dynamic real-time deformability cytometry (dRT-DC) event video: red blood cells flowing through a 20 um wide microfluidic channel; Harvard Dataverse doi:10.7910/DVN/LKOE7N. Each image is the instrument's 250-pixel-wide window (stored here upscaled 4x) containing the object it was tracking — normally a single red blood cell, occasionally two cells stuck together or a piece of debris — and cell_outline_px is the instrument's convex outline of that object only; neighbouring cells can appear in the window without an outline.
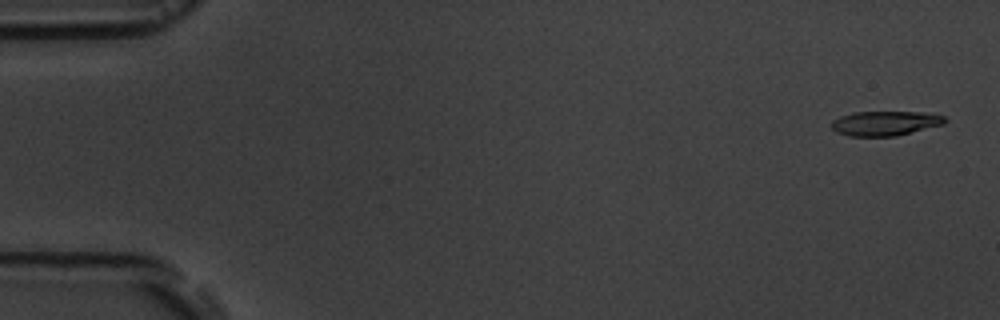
{"species": "common noctule bat (a hibernating species)", "species_latin": "Nyctalus noctula", "temperature_condition": "room temperature", "stored_images_in_passage": 11, "camera_frame_rate_fps": 3000, "um_per_image_px": 0.085, "animal": {"sex": "male", "body_mass_g": 19.5, "forearm_length_mm": 54.6}, "frame": {"image": 1, "passage_image": 1, "time_ms": 0.0, "image_size_px": [1000, 320], "cell_outline_px": [[948, 120], [944, 124], [896, 136], [848, 136], [836, 132], [832, 128], [832, 120], [840, 116], [852, 112], [924, 112], [944, 116]], "centroid_in_image_um": [75.23, 10.47], "position_along_channel_um": 9.8, "area_um2": 16.3}}
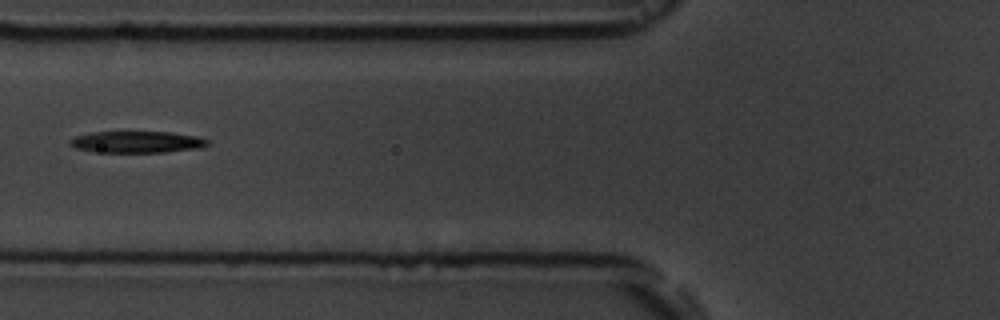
{"frame": {"image": 2, "passage_image": 6, "time_ms": 6.667, "image_size_px": [1000, 320], "cell_outline_px": [[208, 144], [196, 148], [164, 152], [92, 152], [76, 148], [68, 144], [68, 140], [76, 136], [92, 132], [172, 132], [196, 136], [208, 140]], "centroid_in_image_um": [11.56, 12.07], "position_along_channel_um": 114.2, "area_um2": 17.22}}
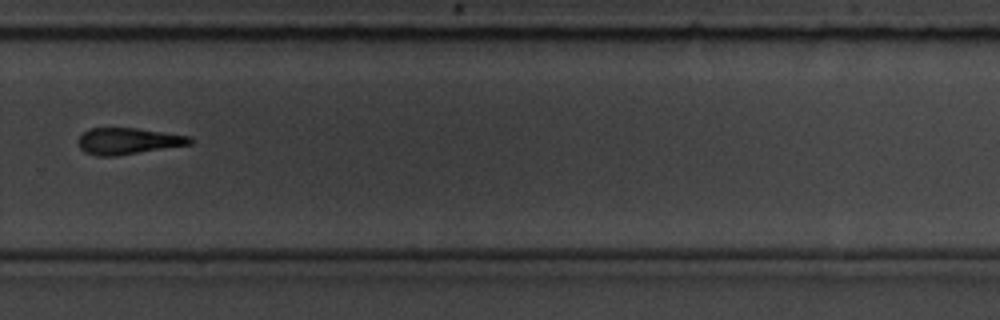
{"frame": {"image": 3, "passage_image": 11, "time_ms": 12.333, "image_size_px": [1000, 320], "cell_outline_px": [[192, 144], [116, 156], [100, 156], [84, 152], [76, 144], [76, 140], [88, 128], [136, 128], [192, 136]], "centroid_in_image_um": [10.86, 11.99], "position_along_channel_um": 318.9, "area_um2": 17.34}}